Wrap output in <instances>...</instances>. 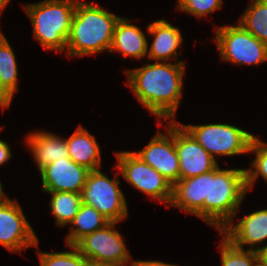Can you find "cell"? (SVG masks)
<instances>
[{"instance_id": "cell-1", "label": "cell", "mask_w": 267, "mask_h": 266, "mask_svg": "<svg viewBox=\"0 0 267 266\" xmlns=\"http://www.w3.org/2000/svg\"><path fill=\"white\" fill-rule=\"evenodd\" d=\"M247 191L246 169L213 170L186 179L172 187L170 206L196 215L219 232L238 212Z\"/></svg>"}, {"instance_id": "cell-2", "label": "cell", "mask_w": 267, "mask_h": 266, "mask_svg": "<svg viewBox=\"0 0 267 266\" xmlns=\"http://www.w3.org/2000/svg\"><path fill=\"white\" fill-rule=\"evenodd\" d=\"M125 72L137 100L158 119L174 121L183 93V61L175 64L156 61Z\"/></svg>"}, {"instance_id": "cell-3", "label": "cell", "mask_w": 267, "mask_h": 266, "mask_svg": "<svg viewBox=\"0 0 267 266\" xmlns=\"http://www.w3.org/2000/svg\"><path fill=\"white\" fill-rule=\"evenodd\" d=\"M120 16L93 2L77 0L66 42V56L93 55L110 50L114 29Z\"/></svg>"}, {"instance_id": "cell-4", "label": "cell", "mask_w": 267, "mask_h": 266, "mask_svg": "<svg viewBox=\"0 0 267 266\" xmlns=\"http://www.w3.org/2000/svg\"><path fill=\"white\" fill-rule=\"evenodd\" d=\"M77 0H44L23 5L34 38L47 50L65 51Z\"/></svg>"}, {"instance_id": "cell-5", "label": "cell", "mask_w": 267, "mask_h": 266, "mask_svg": "<svg viewBox=\"0 0 267 266\" xmlns=\"http://www.w3.org/2000/svg\"><path fill=\"white\" fill-rule=\"evenodd\" d=\"M181 125L214 159V154L234 156L249 153L251 141L255 137L230 124Z\"/></svg>"}, {"instance_id": "cell-6", "label": "cell", "mask_w": 267, "mask_h": 266, "mask_svg": "<svg viewBox=\"0 0 267 266\" xmlns=\"http://www.w3.org/2000/svg\"><path fill=\"white\" fill-rule=\"evenodd\" d=\"M215 40L222 61L240 65H258L267 61V45L239 23L216 28Z\"/></svg>"}, {"instance_id": "cell-7", "label": "cell", "mask_w": 267, "mask_h": 266, "mask_svg": "<svg viewBox=\"0 0 267 266\" xmlns=\"http://www.w3.org/2000/svg\"><path fill=\"white\" fill-rule=\"evenodd\" d=\"M119 184V180L109 179L99 169L90 171L81 193L82 203L97 209L110 222L118 223L128 215Z\"/></svg>"}, {"instance_id": "cell-8", "label": "cell", "mask_w": 267, "mask_h": 266, "mask_svg": "<svg viewBox=\"0 0 267 266\" xmlns=\"http://www.w3.org/2000/svg\"><path fill=\"white\" fill-rule=\"evenodd\" d=\"M115 155L118 159L115 168H118L127 182L140 192L149 195L151 199L170 205L173 185L166 178L134 152H116Z\"/></svg>"}, {"instance_id": "cell-9", "label": "cell", "mask_w": 267, "mask_h": 266, "mask_svg": "<svg viewBox=\"0 0 267 266\" xmlns=\"http://www.w3.org/2000/svg\"><path fill=\"white\" fill-rule=\"evenodd\" d=\"M115 225L116 222H109L97 231L84 236L75 244L88 262L117 266L129 265L131 255L126 249L122 235L114 229Z\"/></svg>"}, {"instance_id": "cell-10", "label": "cell", "mask_w": 267, "mask_h": 266, "mask_svg": "<svg viewBox=\"0 0 267 266\" xmlns=\"http://www.w3.org/2000/svg\"><path fill=\"white\" fill-rule=\"evenodd\" d=\"M38 238L21 206L7 196L0 202V244L11 252L38 247Z\"/></svg>"}, {"instance_id": "cell-11", "label": "cell", "mask_w": 267, "mask_h": 266, "mask_svg": "<svg viewBox=\"0 0 267 266\" xmlns=\"http://www.w3.org/2000/svg\"><path fill=\"white\" fill-rule=\"evenodd\" d=\"M168 124L167 136L158 131L146 147L134 153L174 185L179 180V158L174 143V121Z\"/></svg>"}, {"instance_id": "cell-12", "label": "cell", "mask_w": 267, "mask_h": 266, "mask_svg": "<svg viewBox=\"0 0 267 266\" xmlns=\"http://www.w3.org/2000/svg\"><path fill=\"white\" fill-rule=\"evenodd\" d=\"M174 143L179 158V179L199 176L218 165L216 159L176 120H174Z\"/></svg>"}, {"instance_id": "cell-13", "label": "cell", "mask_w": 267, "mask_h": 266, "mask_svg": "<svg viewBox=\"0 0 267 266\" xmlns=\"http://www.w3.org/2000/svg\"><path fill=\"white\" fill-rule=\"evenodd\" d=\"M89 169L76 164L70 158H61L40 170L44 192L82 193Z\"/></svg>"}, {"instance_id": "cell-14", "label": "cell", "mask_w": 267, "mask_h": 266, "mask_svg": "<svg viewBox=\"0 0 267 266\" xmlns=\"http://www.w3.org/2000/svg\"><path fill=\"white\" fill-rule=\"evenodd\" d=\"M220 234L240 249H244L243 245H250L249 249L255 250L254 245L264 244L263 241L267 240V209L250 213L235 225L229 223Z\"/></svg>"}, {"instance_id": "cell-15", "label": "cell", "mask_w": 267, "mask_h": 266, "mask_svg": "<svg viewBox=\"0 0 267 266\" xmlns=\"http://www.w3.org/2000/svg\"><path fill=\"white\" fill-rule=\"evenodd\" d=\"M147 31L154 36L150 49H147L148 59L166 62L178 57L177 51L183 41L178 27L161 19L149 24Z\"/></svg>"}, {"instance_id": "cell-16", "label": "cell", "mask_w": 267, "mask_h": 266, "mask_svg": "<svg viewBox=\"0 0 267 266\" xmlns=\"http://www.w3.org/2000/svg\"><path fill=\"white\" fill-rule=\"evenodd\" d=\"M130 22L127 18H119L109 52L118 51L124 57L141 59L147 55L148 41L144 32Z\"/></svg>"}, {"instance_id": "cell-17", "label": "cell", "mask_w": 267, "mask_h": 266, "mask_svg": "<svg viewBox=\"0 0 267 266\" xmlns=\"http://www.w3.org/2000/svg\"><path fill=\"white\" fill-rule=\"evenodd\" d=\"M59 137L44 131L32 132L27 136L26 142L32 151L39 171L55 160L69 158L66 139Z\"/></svg>"}, {"instance_id": "cell-18", "label": "cell", "mask_w": 267, "mask_h": 266, "mask_svg": "<svg viewBox=\"0 0 267 266\" xmlns=\"http://www.w3.org/2000/svg\"><path fill=\"white\" fill-rule=\"evenodd\" d=\"M69 158L90 171L100 169L101 154L99 145L87 129L80 126L66 139Z\"/></svg>"}, {"instance_id": "cell-19", "label": "cell", "mask_w": 267, "mask_h": 266, "mask_svg": "<svg viewBox=\"0 0 267 266\" xmlns=\"http://www.w3.org/2000/svg\"><path fill=\"white\" fill-rule=\"evenodd\" d=\"M14 51L0 31V98L10 106L18 91V68Z\"/></svg>"}, {"instance_id": "cell-20", "label": "cell", "mask_w": 267, "mask_h": 266, "mask_svg": "<svg viewBox=\"0 0 267 266\" xmlns=\"http://www.w3.org/2000/svg\"><path fill=\"white\" fill-rule=\"evenodd\" d=\"M109 222L97 209L82 203L78 213L70 223L73 227L66 236V244L75 245L84 236L97 231Z\"/></svg>"}, {"instance_id": "cell-21", "label": "cell", "mask_w": 267, "mask_h": 266, "mask_svg": "<svg viewBox=\"0 0 267 266\" xmlns=\"http://www.w3.org/2000/svg\"><path fill=\"white\" fill-rule=\"evenodd\" d=\"M250 3L237 23L267 45V0H252Z\"/></svg>"}, {"instance_id": "cell-22", "label": "cell", "mask_w": 267, "mask_h": 266, "mask_svg": "<svg viewBox=\"0 0 267 266\" xmlns=\"http://www.w3.org/2000/svg\"><path fill=\"white\" fill-rule=\"evenodd\" d=\"M48 193L52 194L50 208L56 218V225L64 227L70 224L82 204L81 193L63 191Z\"/></svg>"}, {"instance_id": "cell-23", "label": "cell", "mask_w": 267, "mask_h": 266, "mask_svg": "<svg viewBox=\"0 0 267 266\" xmlns=\"http://www.w3.org/2000/svg\"><path fill=\"white\" fill-rule=\"evenodd\" d=\"M221 266H254L261 258V253L256 250L240 249L223 236L221 242Z\"/></svg>"}, {"instance_id": "cell-24", "label": "cell", "mask_w": 267, "mask_h": 266, "mask_svg": "<svg viewBox=\"0 0 267 266\" xmlns=\"http://www.w3.org/2000/svg\"><path fill=\"white\" fill-rule=\"evenodd\" d=\"M255 152V159L252 161V167L255 169H246V187L250 190L258 176H262L267 182V144L259 138L254 137L249 147V153Z\"/></svg>"}, {"instance_id": "cell-25", "label": "cell", "mask_w": 267, "mask_h": 266, "mask_svg": "<svg viewBox=\"0 0 267 266\" xmlns=\"http://www.w3.org/2000/svg\"><path fill=\"white\" fill-rule=\"evenodd\" d=\"M71 251L39 252L40 266H86L88 260L79 252L75 245H68Z\"/></svg>"}, {"instance_id": "cell-26", "label": "cell", "mask_w": 267, "mask_h": 266, "mask_svg": "<svg viewBox=\"0 0 267 266\" xmlns=\"http://www.w3.org/2000/svg\"><path fill=\"white\" fill-rule=\"evenodd\" d=\"M222 0H178V9L190 13L198 18L222 7Z\"/></svg>"}, {"instance_id": "cell-27", "label": "cell", "mask_w": 267, "mask_h": 266, "mask_svg": "<svg viewBox=\"0 0 267 266\" xmlns=\"http://www.w3.org/2000/svg\"><path fill=\"white\" fill-rule=\"evenodd\" d=\"M11 156L10 146L5 141L0 139V165L6 163Z\"/></svg>"}, {"instance_id": "cell-28", "label": "cell", "mask_w": 267, "mask_h": 266, "mask_svg": "<svg viewBox=\"0 0 267 266\" xmlns=\"http://www.w3.org/2000/svg\"><path fill=\"white\" fill-rule=\"evenodd\" d=\"M130 266H170L169 263L161 262V261H142V260H134L131 261Z\"/></svg>"}, {"instance_id": "cell-29", "label": "cell", "mask_w": 267, "mask_h": 266, "mask_svg": "<svg viewBox=\"0 0 267 266\" xmlns=\"http://www.w3.org/2000/svg\"><path fill=\"white\" fill-rule=\"evenodd\" d=\"M256 251L261 253V257L267 262V244L264 245L263 247L261 246L260 248L255 247Z\"/></svg>"}, {"instance_id": "cell-30", "label": "cell", "mask_w": 267, "mask_h": 266, "mask_svg": "<svg viewBox=\"0 0 267 266\" xmlns=\"http://www.w3.org/2000/svg\"><path fill=\"white\" fill-rule=\"evenodd\" d=\"M10 2V0H0V14H2V11L7 6V4Z\"/></svg>"}, {"instance_id": "cell-31", "label": "cell", "mask_w": 267, "mask_h": 266, "mask_svg": "<svg viewBox=\"0 0 267 266\" xmlns=\"http://www.w3.org/2000/svg\"><path fill=\"white\" fill-rule=\"evenodd\" d=\"M254 266H267V262L261 257Z\"/></svg>"}, {"instance_id": "cell-32", "label": "cell", "mask_w": 267, "mask_h": 266, "mask_svg": "<svg viewBox=\"0 0 267 266\" xmlns=\"http://www.w3.org/2000/svg\"><path fill=\"white\" fill-rule=\"evenodd\" d=\"M86 266H117V265H112V264H96V263L87 262Z\"/></svg>"}, {"instance_id": "cell-33", "label": "cell", "mask_w": 267, "mask_h": 266, "mask_svg": "<svg viewBox=\"0 0 267 266\" xmlns=\"http://www.w3.org/2000/svg\"><path fill=\"white\" fill-rule=\"evenodd\" d=\"M5 193H3L2 183L0 182V202L6 197Z\"/></svg>"}, {"instance_id": "cell-34", "label": "cell", "mask_w": 267, "mask_h": 266, "mask_svg": "<svg viewBox=\"0 0 267 266\" xmlns=\"http://www.w3.org/2000/svg\"><path fill=\"white\" fill-rule=\"evenodd\" d=\"M0 106L4 110L5 108L9 107L1 98H0Z\"/></svg>"}]
</instances>
